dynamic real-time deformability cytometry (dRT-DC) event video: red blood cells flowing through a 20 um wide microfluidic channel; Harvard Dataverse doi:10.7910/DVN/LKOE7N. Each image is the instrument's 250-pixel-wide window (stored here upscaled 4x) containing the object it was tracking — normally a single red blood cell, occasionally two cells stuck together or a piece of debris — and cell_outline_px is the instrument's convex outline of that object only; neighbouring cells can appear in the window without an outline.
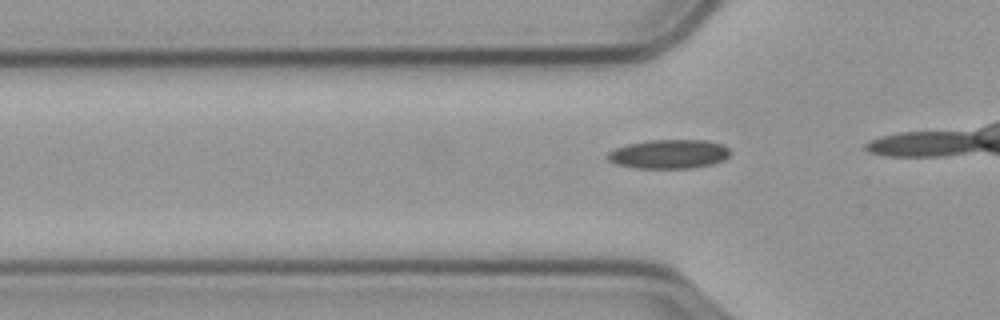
{"species": "common noctule bat (a hibernating species)", "species_latin": "Nyctalus noctula", "temperature_condition": "cold", "stored_images_in_passage": 10, "camera_frame_rate_fps": 3000, "um_per_image_px": 0.085, "animal": {"sex": "male", "body_mass_g": 23.1, "forearm_length_mm": 52.7}, "frame": {"image": 1, "passage_image": 7, "time_ms": 2.0, "image_size_px": [1000, 320], "cell_outline_px": [[728, 156], [724, 160], [712, 164], [692, 168], [636, 168], [616, 164], [608, 160], [608, 152], [616, 148], [628, 144], [652, 140], [704, 140], [720, 144], [728, 148]], "centroid_in_image_um": [56.85, 13.1], "position_along_channel_um": 69.0, "area_um2": 20.52}}